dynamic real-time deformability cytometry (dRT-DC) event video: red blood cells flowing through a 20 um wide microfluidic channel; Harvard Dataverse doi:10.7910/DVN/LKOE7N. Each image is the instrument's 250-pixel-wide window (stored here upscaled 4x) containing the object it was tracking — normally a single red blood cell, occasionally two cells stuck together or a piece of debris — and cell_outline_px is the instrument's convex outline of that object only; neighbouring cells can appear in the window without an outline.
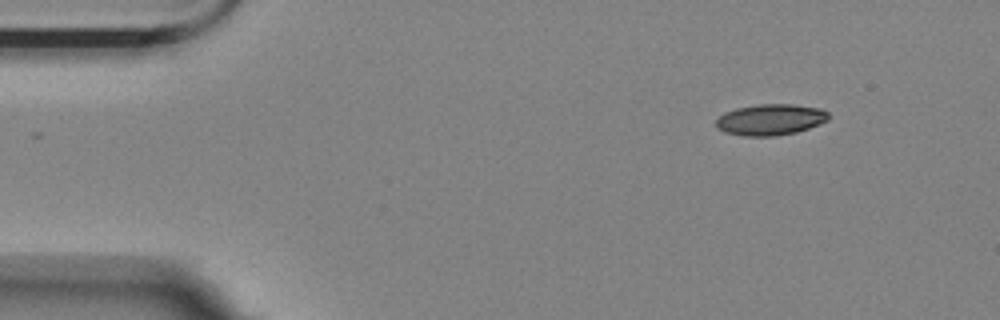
{"species": "Egyptian fruit bat (a non-hibernating species)", "species_latin": "Rousettus aegyptiacus", "temperature_condition": "room temperature", "stored_images_in_passage": 3, "camera_frame_rate_fps": 3000, "um_per_image_px": 0.085, "animal": {"sex": "female"}, "frame": {"image": 1, "passage_image": 1, "time_ms": 0.0, "image_size_px": [1000, 320], "cell_outline_px": [[828, 120], [808, 128], [796, 132], [776, 136], [740, 136], [724, 132], [716, 128], [716, 120], [724, 112], [736, 108], [760, 104], [792, 104], [820, 108], [828, 112]], "centroid_in_image_um": [65.45, 10.17], "position_along_channel_um": 19.5, "area_um2": 20.46}}